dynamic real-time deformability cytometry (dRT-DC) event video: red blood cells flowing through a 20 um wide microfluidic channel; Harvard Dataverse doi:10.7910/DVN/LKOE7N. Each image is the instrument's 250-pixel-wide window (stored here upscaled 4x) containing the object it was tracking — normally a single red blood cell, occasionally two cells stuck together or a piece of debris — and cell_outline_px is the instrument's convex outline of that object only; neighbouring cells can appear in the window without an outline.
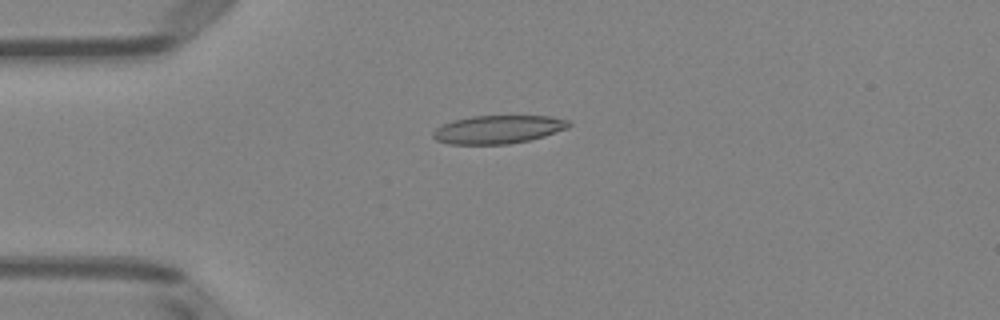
{"species": "Egyptian fruit bat (a non-hibernating species)", "species_latin": "Rousettus aegyptiacus", "temperature_condition": "room temperature", "stored_images_in_passage": 48, "camera_frame_rate_fps": 3000, "um_per_image_px": 0.085, "animal": {"sex": "female"}, "frame": {"image": 1, "passage_image": 10, "time_ms": 3.0, "image_size_px": [1000, 320], "cell_outline_px": [[572, 124], [568, 128], [544, 136], [528, 140], [508, 144], [448, 144], [436, 140], [432, 136], [432, 132], [436, 128], [452, 120], [472, 116], [548, 116], [568, 120]], "centroid_in_image_um": [42.32, 11.0], "position_along_channel_um": 42.7, "area_um2": 22.31}}
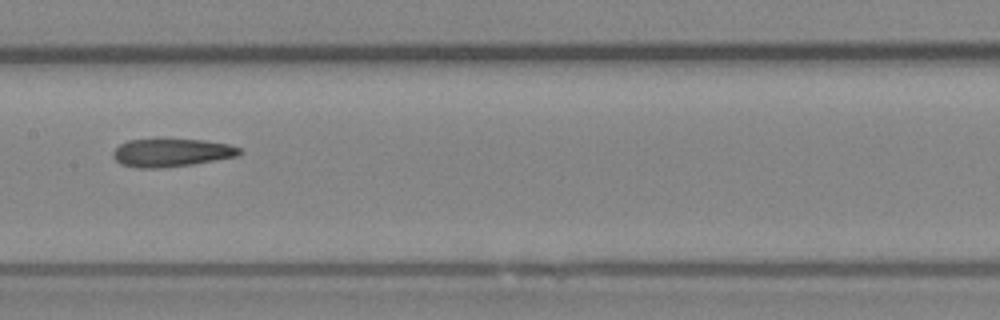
{"frame": {"image": 2, "passage_image": 23, "time_ms": 7.333, "image_size_px": [1000, 320], "cell_outline_px": [[244, 152], [240, 156], [192, 164], [160, 168], [136, 168], [120, 164], [112, 156], [112, 152], [120, 144], [128, 140], [204, 140], [228, 144], [240, 148]], "centroid_in_image_um": [14.59, 12.99], "position_along_channel_um": 192.8, "area_um2": 20.63}}
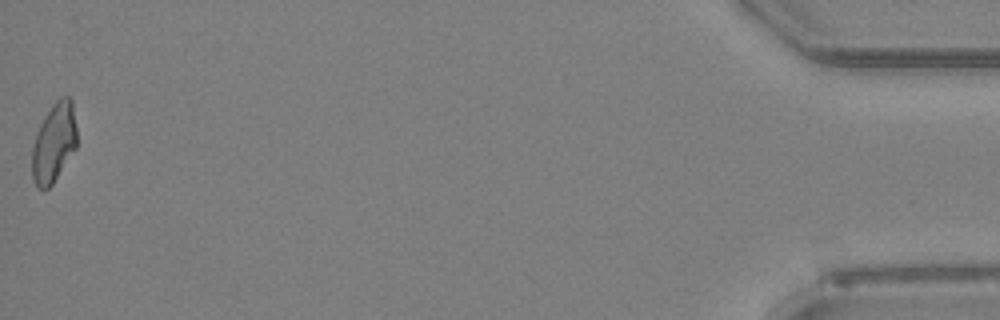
{"frame": {"image": 3, "passage_image": 48, "time_ms": 15.667, "image_size_px": [1000, 320], "cell_outline_px": [[76, 148], [52, 184], [44, 192], [36, 188], [32, 180], [32, 148], [40, 124], [44, 116], [52, 104], [60, 96], [68, 96], [72, 100], [76, 128]], "centroid_in_image_um": [4.57, 12.15], "position_along_channel_um": 430.6, "area_um2": 20.81}, "authors_computed_cell_mechanics": {"area_um2": 21.3282, "velocity_mm_per_s": 4.0079, "shape_relaxation_time_tau1_ms": null, "shape_relaxation_time_tau2_ms": 4.5441, "deformation_change_tau1": null, "deformation_change_tau2": 0.1517}}